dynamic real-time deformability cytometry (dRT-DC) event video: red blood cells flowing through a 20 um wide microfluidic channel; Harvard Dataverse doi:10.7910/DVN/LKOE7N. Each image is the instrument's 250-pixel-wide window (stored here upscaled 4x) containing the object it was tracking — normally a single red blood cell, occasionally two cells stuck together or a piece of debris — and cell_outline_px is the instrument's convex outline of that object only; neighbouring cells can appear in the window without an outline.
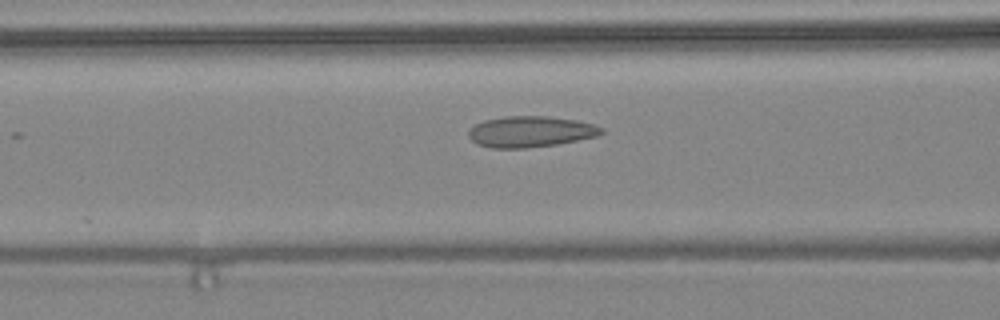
{"species": "common noctule bat (a hibernating species)", "species_latin": "Nyctalus noctula", "temperature_condition": "warm", "stored_images_in_passage": 47, "camera_frame_rate_fps": 3000, "um_per_image_px": 0.085, "animal": {"sex": "female", "body_mass_g": 24.6, "forearm_length_mm": 56.2}, "frame": {"image": 1, "passage_image": 20, "time_ms": 6.333, "image_size_px": [1000, 320], "cell_outline_px": [[604, 132], [596, 136], [556, 144], [524, 148], [492, 148], [476, 144], [468, 136], [468, 132], [476, 124], [484, 120], [504, 116], [548, 116], [576, 120], [592, 124], [604, 128]], "centroid_in_image_um": [45.07, 11.18], "position_along_channel_um": 121.5, "area_um2": 23.87}}
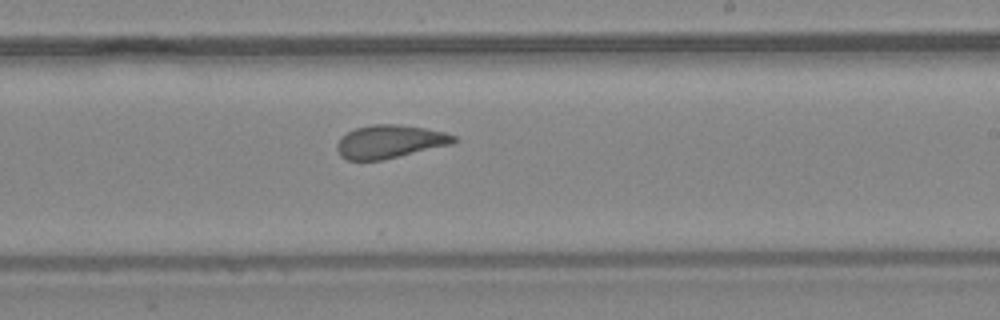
{"frame": {"image": 2, "passage_image": 29, "time_ms": 9.333, "image_size_px": [1000, 320], "cell_outline_px": [[460, 140], [452, 144], [384, 160], [348, 160], [340, 156], [336, 148], [336, 144], [348, 132], [356, 128], [372, 124], [396, 124], [424, 128], [444, 132], [456, 136]], "centroid_in_image_um": [33.16, 12.04], "position_along_channel_um": 255.8, "area_um2": 22.6}}
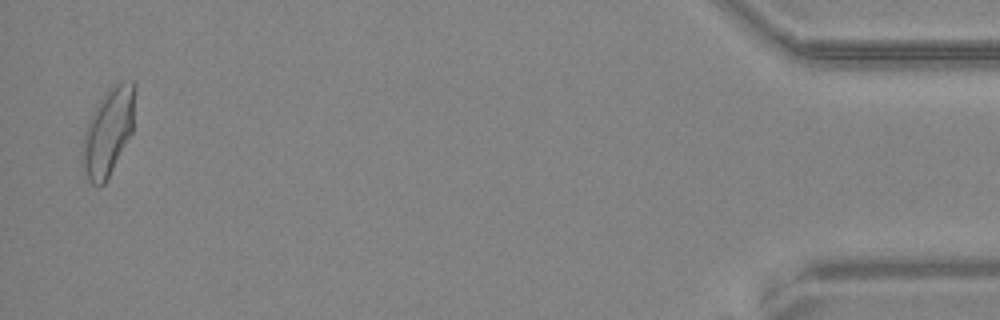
{"frame": {"image": 3, "passage_image": 46, "time_ms": 15.0, "image_size_px": [1000, 320], "cell_outline_px": [[136, 84], [132, 132], [104, 184], [100, 188], [92, 184], [88, 180], [84, 172], [80, 160], [80, 152], [84, 132], [92, 112], [108, 88], [112, 84], [120, 80], [132, 80]], "centroid_in_image_um": [9.18, 11.18], "position_along_channel_um": 426.0, "area_um2": 27.11}, "authors_computed_cell_mechanics": {"area_um2": 23.8714, "velocity_mm_per_s": 4.4841, "shape_relaxation_time_tau1_ms": 8.3836, "shape_relaxation_time_tau2_ms": 1.0769, "deformation_change_tau1": 0.1941, "deformation_change_tau2": 0.0662}}